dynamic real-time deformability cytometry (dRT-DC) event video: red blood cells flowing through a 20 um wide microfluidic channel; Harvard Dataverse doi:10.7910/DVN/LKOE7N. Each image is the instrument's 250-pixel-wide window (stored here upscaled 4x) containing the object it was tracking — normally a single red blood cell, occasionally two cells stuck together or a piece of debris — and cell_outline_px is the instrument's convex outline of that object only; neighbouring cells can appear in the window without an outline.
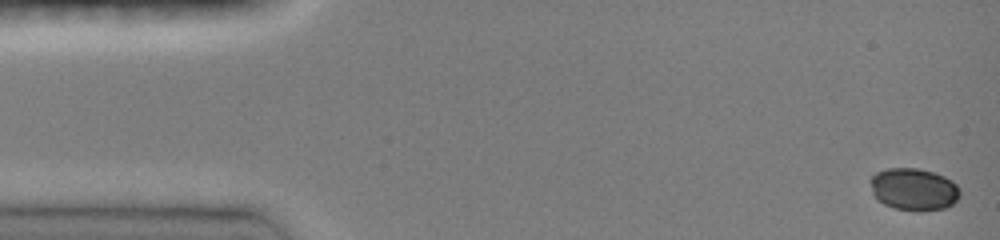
{"species": "common noctule bat (a hibernating species)", "species_latin": "Nyctalus noctula", "temperature_condition": "room temperature", "stored_images_in_passage": 46, "camera_frame_rate_fps": 3000, "um_per_image_px": 0.085, "animal": {"sex": "female", "body_mass_g": 19.0, "forearm_length_mm": 51.5}, "frame": {"image": 1, "passage_image": 1, "time_ms": 0.0, "image_size_px": [1000, 240], "cell_outline_px": [[960, 196], [952, 204], [944, 208], [920, 212], [916, 212], [896, 208], [884, 204], [872, 192], [872, 176], [876, 172], [888, 168], [916, 168], [932, 172], [944, 176], [952, 180], [960, 188]], "centroid_in_image_um": [77.71, 16.1], "position_along_channel_um": 7.3, "area_um2": 21.96}}
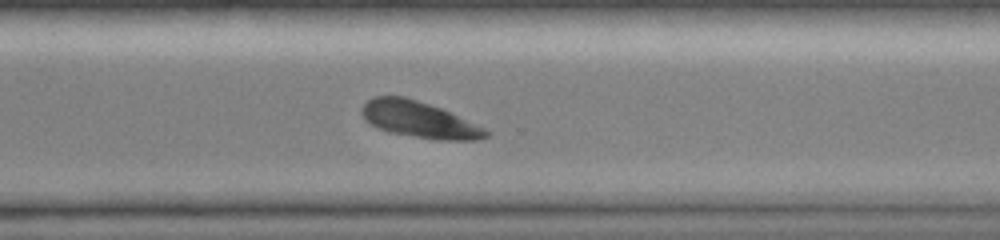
{"frame": {"image": 2, "passage_image": 34, "time_ms": 11.0, "image_size_px": [1000, 240], "cell_outline_px": [[488, 136], [476, 140], [440, 140], [388, 132], [364, 120], [360, 112], [364, 104], [372, 96], [404, 96], [440, 108], [484, 128], [488, 132]], "centroid_in_image_um": [35.58, 10.16], "position_along_channel_um": 335.0, "area_um2": 25.78}}
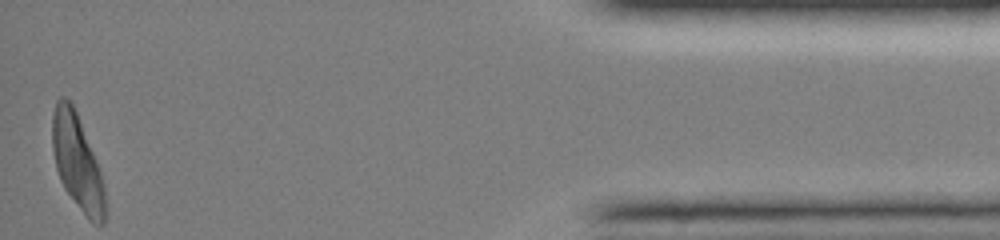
{"frame": {"image": 3, "passage_image": 46, "time_ms": 15.0, "image_size_px": [1000, 240], "cell_outline_px": [[104, 224], [92, 224], [88, 220], [64, 188], [60, 180], [56, 168], [52, 148], [52, 116], [56, 100], [60, 96], [64, 96], [72, 104], [76, 112], [96, 160], [104, 184]], "centroid_in_image_um": [6.54, 13.78], "position_along_channel_um": 428.7, "area_um2": 28.9}, "authors_computed_cell_mechanics": {"area_um2": 25.3742, "velocity_mm_per_s": 4.0843, "shape_relaxation_time_tau1_ms": null, "shape_relaxation_time_tau2_ms": 4.6193, "deformation_change_tau1": null, "deformation_change_tau2": 0.114}}